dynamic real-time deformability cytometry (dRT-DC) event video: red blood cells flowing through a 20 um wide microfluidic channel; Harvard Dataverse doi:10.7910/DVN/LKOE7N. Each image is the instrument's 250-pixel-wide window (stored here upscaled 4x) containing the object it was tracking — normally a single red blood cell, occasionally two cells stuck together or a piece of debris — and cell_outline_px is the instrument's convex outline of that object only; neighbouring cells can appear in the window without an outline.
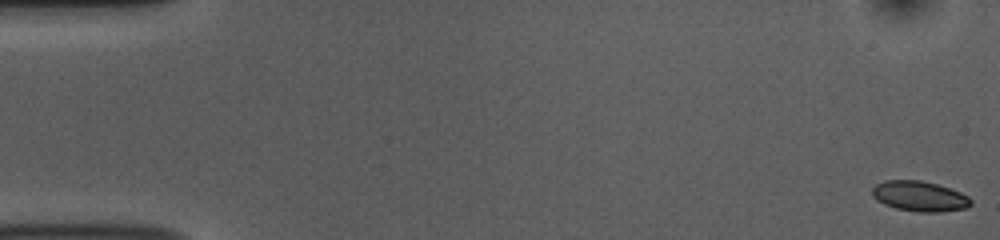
{"species": "common noctule bat (a hibernating species)", "species_latin": "Nyctalus noctula", "temperature_condition": "room temperature", "stored_images_in_passage": 54, "camera_frame_rate_fps": 3000, "um_per_image_px": 0.085, "animal": {"sex": "female", "body_mass_g": 10.0, "forearm_length_mm": 53.1}, "frame": {"image": 1, "passage_image": 1, "time_ms": 0.0, "image_size_px": [1000, 240], "cell_outline_px": [[972, 204], [964, 208], [940, 212], [920, 212], [896, 208], [884, 204], [876, 200], [872, 196], [872, 188], [876, 184], [884, 180], [920, 180], [936, 184], [960, 192], [968, 196], [972, 200]], "centroid_in_image_um": [78.14, 16.68], "position_along_channel_um": 6.9, "area_um2": 17.34}}
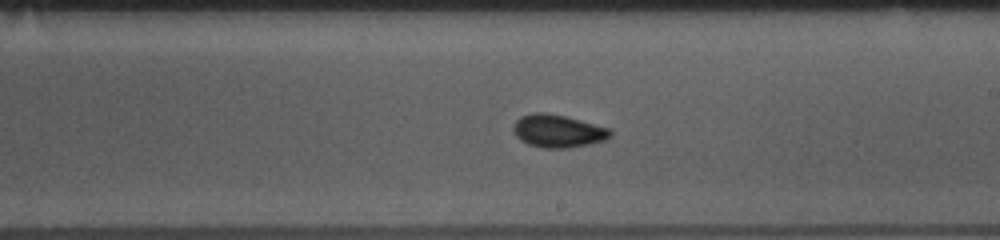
{"frame": {"image": 2, "passage_image": 31, "time_ms": 10.0, "image_size_px": [1000, 240], "cell_outline_px": [[612, 136], [604, 140], [588, 144], [568, 148], [540, 148], [528, 144], [520, 140], [512, 132], [512, 124], [520, 116], [532, 112], [544, 112], [564, 116], [580, 120], [608, 128], [612, 132]], "centroid_in_image_um": [47.36, 11.14], "position_along_channel_um": 241.6, "area_um2": 18.67}}
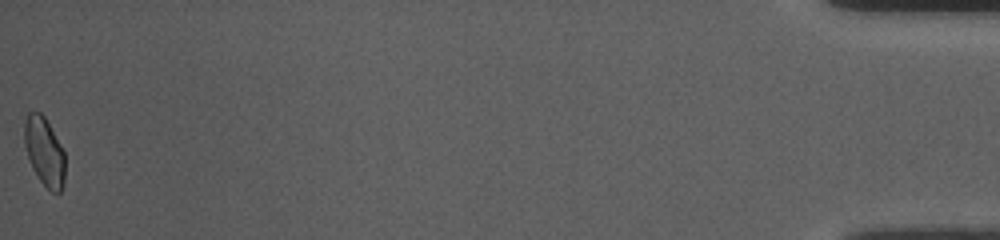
{"frame": {"image": 3, "passage_image": 54, "time_ms": 17.667, "image_size_px": [1000, 240], "cell_outline_px": [[64, 184], [60, 192], [52, 192], [40, 180], [32, 168], [24, 144], [24, 120], [28, 112], [40, 112], [44, 116], [64, 148]], "centroid_in_image_um": [3.77, 12.86], "position_along_channel_um": 431.4, "area_um2": 16.3}, "authors_computed_cell_mechanics": {"area_um2": 17.3111, "velocity_mm_per_s": 3.7424, "shape_relaxation_time_tau1_ms": 3.4736, "shape_relaxation_time_tau2_ms": 1.2066, "deformation_change_tau1": 0.0876, "deformation_change_tau2": 0.0441}}